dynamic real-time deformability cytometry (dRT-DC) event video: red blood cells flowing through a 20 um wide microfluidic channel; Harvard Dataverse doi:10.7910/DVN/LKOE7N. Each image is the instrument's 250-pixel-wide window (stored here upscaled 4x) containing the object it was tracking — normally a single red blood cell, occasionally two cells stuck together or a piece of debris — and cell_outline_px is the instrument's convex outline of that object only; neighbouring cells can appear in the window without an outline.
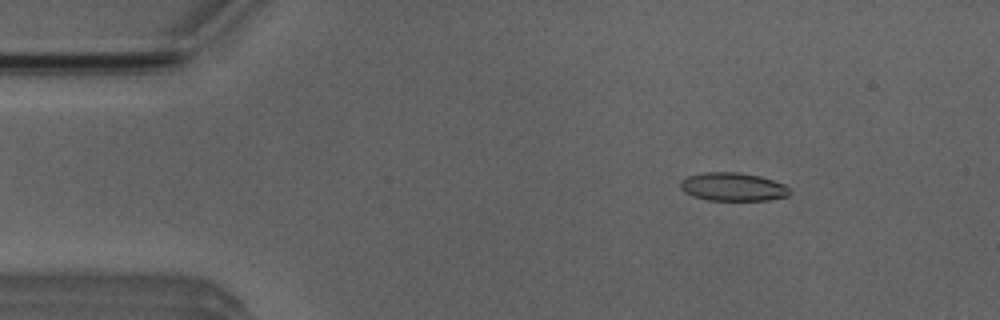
{"species": "Egyptian fruit bat (a non-hibernating species)", "species_latin": "Rousettus aegyptiacus", "temperature_condition": "room temperature", "stored_images_in_passage": 46, "camera_frame_rate_fps": 3000, "um_per_image_px": 0.085, "animal": {"sex": "male"}, "frame": {"image": 1, "passage_image": 1, "time_ms": 0.0, "image_size_px": [1000, 320], "cell_outline_px": [[788, 196], [768, 200], [708, 200], [692, 196], [684, 192], [680, 188], [680, 180], [688, 176], [704, 172], [740, 172], [760, 176], [784, 184], [788, 188]], "centroid_in_image_um": [62.25, 15.87], "position_along_channel_um": 22.7, "area_um2": 18.03}}
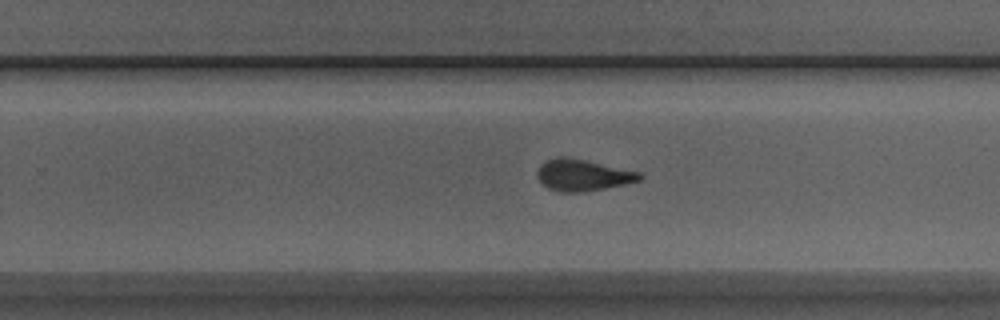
{"frame": {"image": 2, "passage_image": 26, "time_ms": 8.333, "image_size_px": [1000, 320], "cell_outline_px": [[644, 176], [640, 180], [624, 184], [584, 192], [560, 192], [548, 188], [540, 184], [536, 176], [536, 172], [540, 164], [544, 160], [560, 156], [564, 156], [584, 160], [640, 172]], "centroid_in_image_um": [49.46, 14.88], "position_along_channel_um": 280.3, "area_um2": 18.9}}
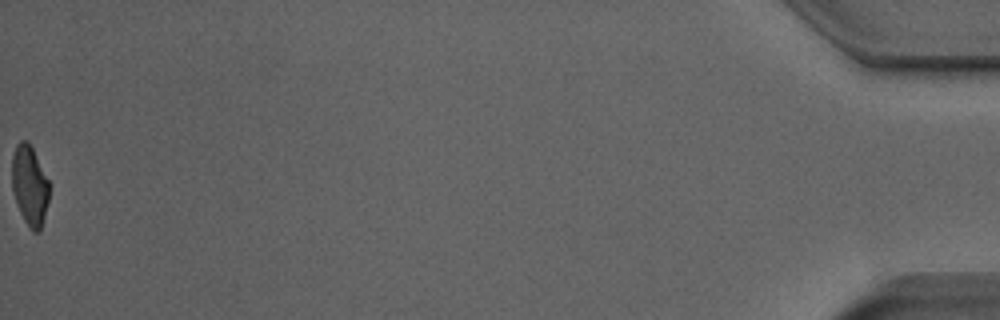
{"frame": {"image": 3, "passage_image": 46, "time_ms": 15.0, "image_size_px": [1000, 320], "cell_outline_px": [[52, 184], [40, 232], [32, 232], [28, 228], [20, 212], [12, 188], [12, 156], [16, 144], [20, 140], [28, 140]], "centroid_in_image_um": [2.55, 15.75], "position_along_channel_um": 432.7, "area_um2": 17.74}, "authors_computed_cell_mechanics": {"area_um2": 18.7561, "velocity_mm_per_s": 3.9327, "shape_relaxation_time_tau1_ms": 3.8934, "shape_relaxation_time_tau2_ms": 1.4218, "deformation_change_tau1": 0.1308, "deformation_change_tau2": 0.0774}}